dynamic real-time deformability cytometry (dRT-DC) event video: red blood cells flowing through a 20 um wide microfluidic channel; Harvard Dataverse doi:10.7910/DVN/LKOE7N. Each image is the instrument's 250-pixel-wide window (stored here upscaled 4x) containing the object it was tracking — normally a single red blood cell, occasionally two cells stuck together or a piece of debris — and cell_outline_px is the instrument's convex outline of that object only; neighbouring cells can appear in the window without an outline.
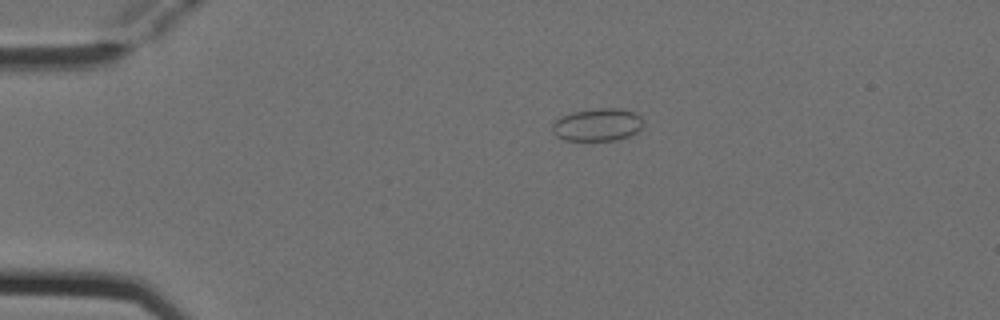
{"species": "Egyptian fruit bat (a non-hibernating species)", "species_latin": "Rousettus aegyptiacus", "temperature_condition": "cold", "stored_images_in_passage": 5, "camera_frame_rate_fps": 3000, "um_per_image_px": 0.085, "animal": {"sex": "female"}, "frame": {"image": 1, "passage_image": 3, "time_ms": 0.667, "image_size_px": [1000, 320], "cell_outline_px": [[644, 124], [636, 132], [628, 136], [616, 140], [564, 140], [556, 136], [552, 132], [552, 124], [556, 120], [572, 112], [596, 108], [620, 108], [636, 112], [644, 120]], "centroid_in_image_um": [50.81, 10.59], "position_along_channel_um": 34.2, "area_um2": 17.4}}